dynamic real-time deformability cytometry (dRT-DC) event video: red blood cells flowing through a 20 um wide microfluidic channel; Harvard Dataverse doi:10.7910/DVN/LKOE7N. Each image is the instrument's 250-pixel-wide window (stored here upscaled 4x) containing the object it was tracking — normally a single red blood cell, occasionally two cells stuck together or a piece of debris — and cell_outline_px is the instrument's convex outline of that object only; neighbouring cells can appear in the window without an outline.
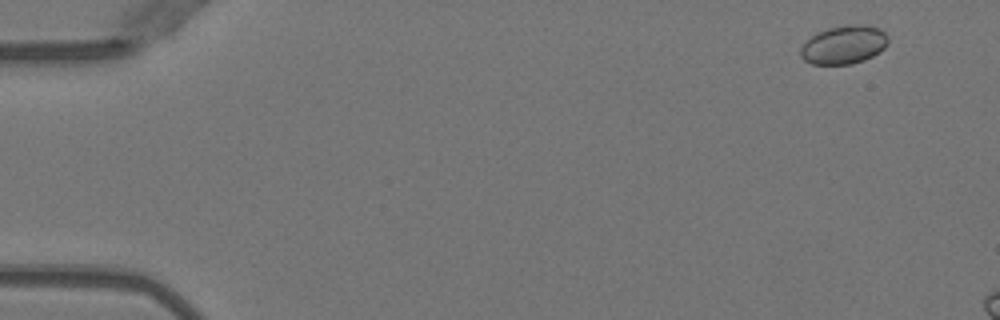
{"species": "Egyptian fruit bat (a non-hibernating species)", "species_latin": "Rousettus aegyptiacus", "temperature_condition": "warm", "stored_images_in_passage": 10, "camera_frame_rate_fps": 3000, "um_per_image_px": 0.085, "animal": {"sex": "female"}, "frame": {"image": 1, "passage_image": 4, "time_ms": 1.0, "image_size_px": [1000, 320], "cell_outline_px": [[888, 44], [880, 52], [864, 60], [852, 64], [812, 64], [804, 60], [800, 56], [800, 48], [816, 32], [828, 28], [848, 24], [864, 24], [880, 28], [888, 36]], "centroid_in_image_um": [71.75, 3.8], "position_along_channel_um": 13.3, "area_um2": 19.77}}